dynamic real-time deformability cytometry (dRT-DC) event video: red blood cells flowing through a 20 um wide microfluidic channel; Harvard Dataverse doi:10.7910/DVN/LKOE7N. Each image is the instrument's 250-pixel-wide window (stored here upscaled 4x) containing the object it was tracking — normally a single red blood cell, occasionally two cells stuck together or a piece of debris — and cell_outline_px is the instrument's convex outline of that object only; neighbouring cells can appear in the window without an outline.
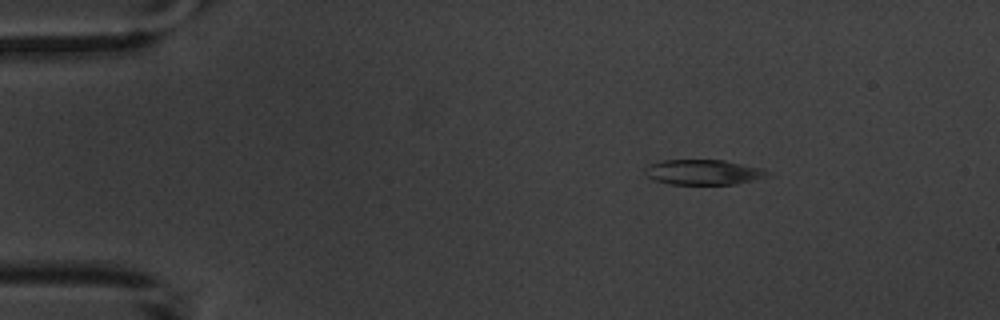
{"species": "common noctule bat (a hibernating species)", "species_latin": "Nyctalus noctula", "temperature_condition": "warm", "stored_images_in_passage": 4, "camera_frame_rate_fps": 3000, "um_per_image_px": 0.085, "animal": {"sex": "male", "body_mass_g": 20.1, "forearm_length_mm": 53.5}, "frame": {"image": 1, "passage_image": 2, "time_ms": 1.0, "image_size_px": [1000, 320], "cell_outline_px": [[768, 172], [764, 176], [752, 180], [736, 184], [668, 184], [656, 180], [648, 176], [644, 168], [648, 164], [664, 160], [724, 160], [764, 168]], "centroid_in_image_um": [59.76, 14.62], "position_along_channel_um": 25.2, "area_um2": 17.74}}
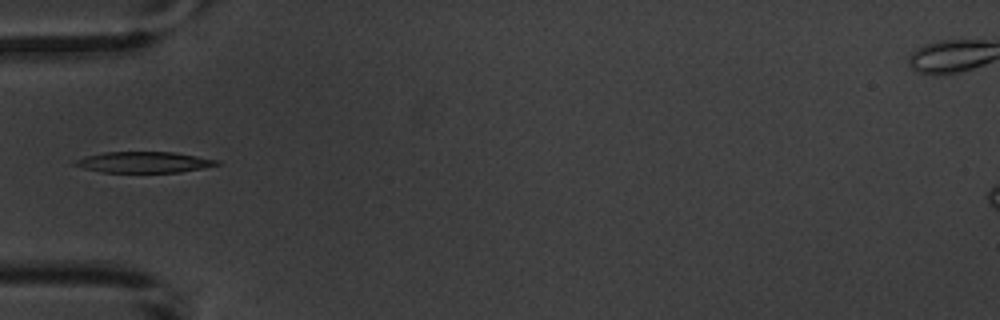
{"frame": {"image": 2, "passage_image": 4, "time_ms": 4.333, "image_size_px": [1000, 320], "cell_outline_px": [[220, 164], [180, 172], [100, 172], [84, 168], [72, 164], [76, 160], [88, 156], [104, 152], [172, 152], [220, 160]], "centroid_in_image_um": [12.24, 13.79], "position_along_channel_um": 72.8, "area_um2": 17.05}}